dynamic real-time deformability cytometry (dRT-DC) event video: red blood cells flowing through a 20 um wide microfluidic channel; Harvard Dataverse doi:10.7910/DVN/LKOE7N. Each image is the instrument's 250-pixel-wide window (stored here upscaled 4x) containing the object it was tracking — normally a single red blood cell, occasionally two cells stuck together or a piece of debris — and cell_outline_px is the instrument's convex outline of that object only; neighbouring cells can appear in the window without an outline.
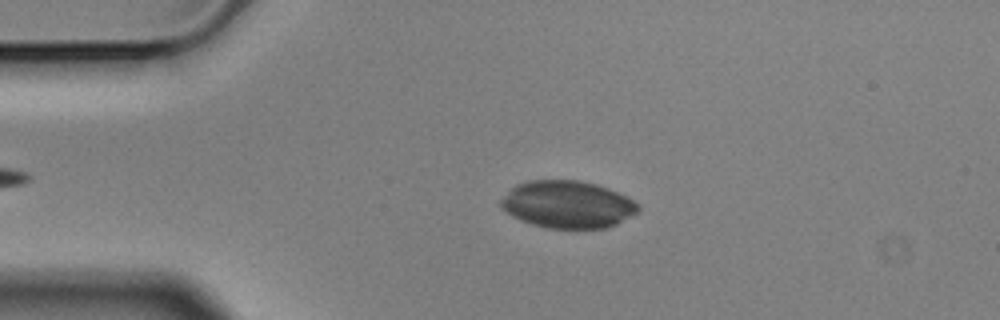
{"species": "Egyptian fruit bat (a non-hibernating species)", "species_latin": "Rousettus aegyptiacus", "temperature_condition": "cold", "stored_images_in_passage": 4, "camera_frame_rate_fps": 3000, "um_per_image_px": 0.085, "animal": {"sex": "male"}, "frame": {"image": 1, "passage_image": 3, "time_ms": 0.667, "image_size_px": [1000, 320], "cell_outline_px": [[640, 212], [608, 228], [548, 228], [532, 224], [520, 220], [504, 212], [500, 208], [500, 200], [516, 184], [528, 180], [580, 180], [596, 184], [608, 188], [640, 204]], "centroid_in_image_um": [48.24, 17.38], "position_along_channel_um": 36.8, "area_um2": 38.03}}